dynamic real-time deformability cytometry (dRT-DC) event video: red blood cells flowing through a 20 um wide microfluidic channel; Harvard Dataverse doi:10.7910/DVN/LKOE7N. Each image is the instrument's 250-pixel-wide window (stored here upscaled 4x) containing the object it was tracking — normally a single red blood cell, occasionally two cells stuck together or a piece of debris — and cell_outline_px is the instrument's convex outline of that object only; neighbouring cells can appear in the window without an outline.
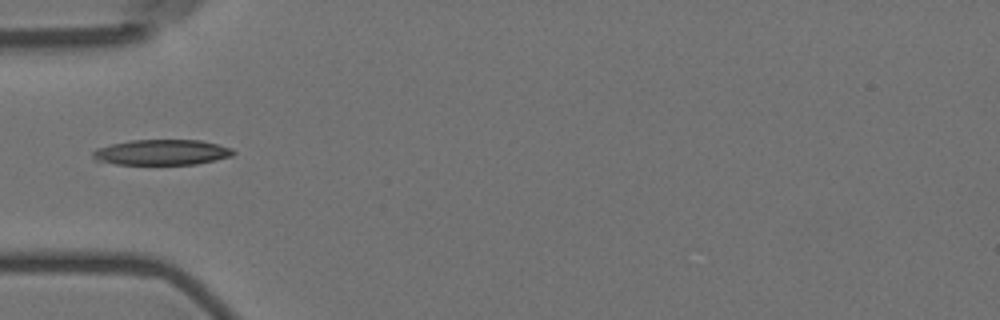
{"species": "Egyptian fruit bat (a non-hibernating species)", "species_latin": "Rousettus aegyptiacus", "temperature_condition": "room temperature", "stored_images_in_passage": 14, "camera_frame_rate_fps": 3000, "um_per_image_px": 0.085, "animal": {"sex": "female"}, "frame": {"image": 1, "passage_image": 4, "time_ms": 4.333, "image_size_px": [1000, 320], "cell_outline_px": [[236, 152], [232, 156], [196, 164], [116, 164], [96, 160], [92, 156], [92, 152], [96, 148], [112, 144], [132, 140], [200, 140], [232, 148]], "centroid_in_image_um": [13.75, 12.94], "position_along_channel_um": 71.3, "area_um2": 20.69}}
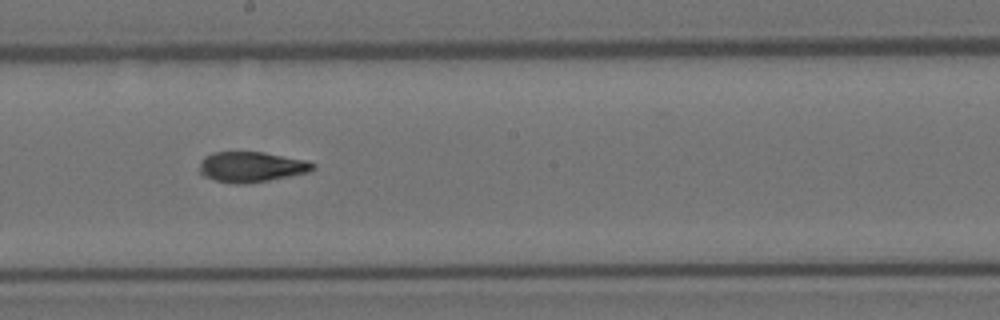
{"frame": {"image": 2, "passage_image": 8, "time_ms": 8.667, "image_size_px": [1000, 320], "cell_outline_px": [[316, 168], [308, 172], [268, 180], [240, 184], [236, 184], [216, 180], [204, 176], [200, 172], [200, 160], [204, 156], [212, 152], [264, 152], [304, 160], [316, 164]], "centroid_in_image_um": [21.34, 14.17], "position_along_channel_um": 226.9, "area_um2": 19.88}}
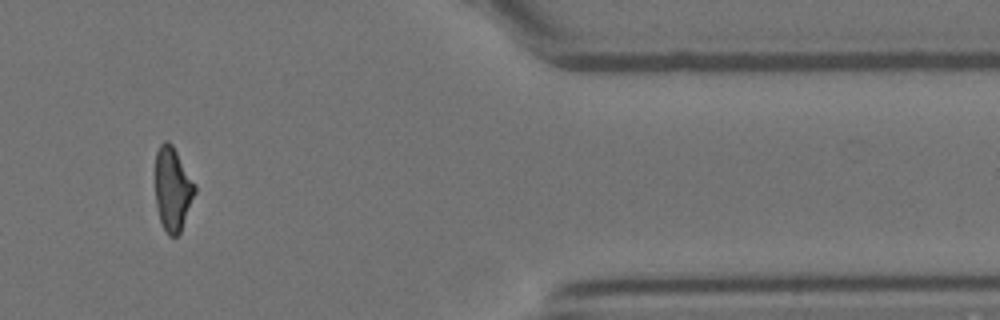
{"frame": {"image": 3, "passage_image": 13, "time_ms": 14.333, "image_size_px": [1000, 320], "cell_outline_px": [[196, 192], [180, 232], [176, 236], [168, 236], [160, 220], [156, 204], [156, 152], [160, 144], [164, 140], [168, 140], [172, 144], [196, 184]], "centroid_in_image_um": [14.68, 16.04], "position_along_channel_um": 396.7, "area_um2": 19.25}, "authors_computed_cell_mechanics": {"area_um2": 19.8543, "velocity_mm_per_s": 3.5587, "shape_relaxation_time_tau1_ms": 3.5758, "shape_relaxation_time_tau2_ms": 1.2115, "deformation_change_tau1": 0.1598, "deformation_change_tau2": 0.0659}}